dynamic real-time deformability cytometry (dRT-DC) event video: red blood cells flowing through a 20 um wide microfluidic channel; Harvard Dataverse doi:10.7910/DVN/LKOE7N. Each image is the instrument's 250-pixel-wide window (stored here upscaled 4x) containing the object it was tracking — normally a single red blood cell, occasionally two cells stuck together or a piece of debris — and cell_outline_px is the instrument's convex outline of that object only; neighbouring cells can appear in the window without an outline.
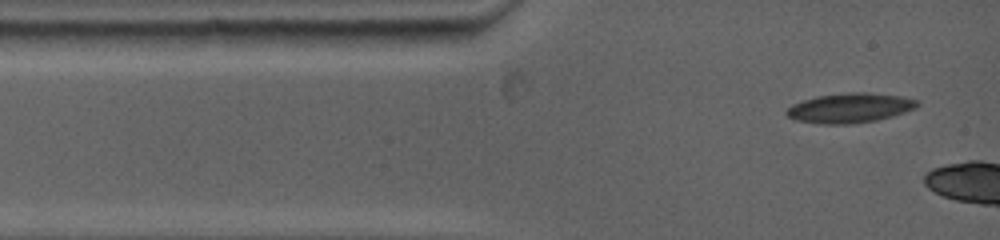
{"species": "common noctule bat (a hibernating species)", "species_latin": "Nyctalus noctula", "temperature_condition": "warm", "stored_images_in_passage": 3, "camera_frame_rate_fps": 5000, "um_per_image_px": 0.085, "animal": {"sex": "female", "body_mass_g": 19.0, "forearm_length_mm": 53.3}, "frame": {"image": 1, "passage_image": 1, "time_ms": 0.0, "image_size_px": [1000, 240], "cell_outline_px": [[920, 104], [916, 108], [892, 116], [876, 120], [852, 124], [820, 124], [792, 120], [784, 112], [792, 104], [816, 96], [848, 92], [864, 92], [900, 96], [920, 100]], "centroid_in_image_um": [72.22, 9.18], "position_along_channel_um": 12.8, "area_um2": 22.77}}